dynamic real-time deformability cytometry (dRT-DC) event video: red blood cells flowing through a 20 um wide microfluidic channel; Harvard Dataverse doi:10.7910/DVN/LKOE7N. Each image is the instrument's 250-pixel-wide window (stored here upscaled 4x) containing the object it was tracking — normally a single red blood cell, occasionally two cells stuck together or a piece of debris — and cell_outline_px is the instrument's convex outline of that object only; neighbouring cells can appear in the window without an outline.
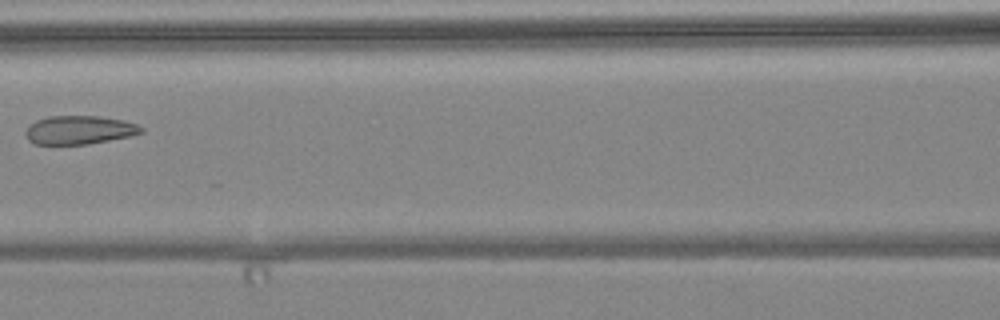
{"species": "common noctule bat (a hibernating species)", "species_latin": "Nyctalus noctula", "temperature_condition": "warm", "stored_images_in_passage": 6, "camera_frame_rate_fps": 3000, "um_per_image_px": 0.085, "animal": {"sex": "female", "body_mass_g": 24.6, "forearm_length_mm": 56.2}, "frame": {"image": 1, "passage_image": 6, "time_ms": 6.667, "image_size_px": [1000, 320], "cell_outline_px": [[144, 132], [132, 136], [88, 144], [36, 144], [28, 140], [24, 132], [36, 120], [48, 116], [96, 116], [124, 120], [136, 124], [144, 128]], "centroid_in_image_um": [6.77, 11.05], "position_along_channel_um": 159.8, "area_um2": 19.25}}